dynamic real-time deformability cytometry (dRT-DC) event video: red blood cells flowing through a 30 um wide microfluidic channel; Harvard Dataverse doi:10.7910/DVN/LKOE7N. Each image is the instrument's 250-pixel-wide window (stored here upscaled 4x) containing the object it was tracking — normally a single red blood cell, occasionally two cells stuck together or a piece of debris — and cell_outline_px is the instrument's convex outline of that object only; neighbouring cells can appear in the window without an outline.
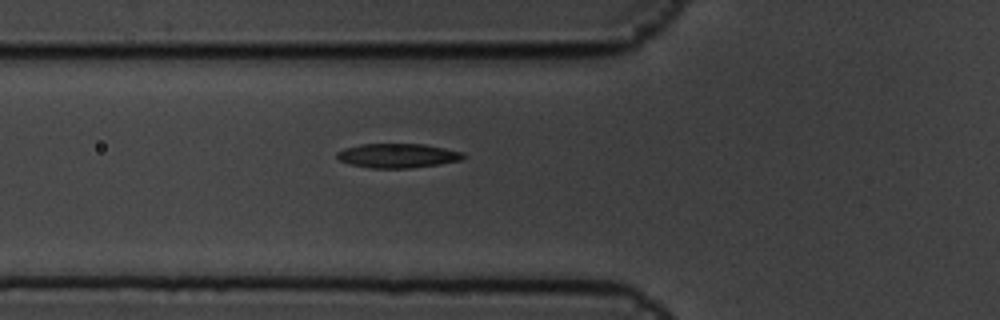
{"species": "common noctule bat (a hibernating species)", "species_latin": "Nyctalus noctula", "temperature_condition": "cold", "stored_images_in_passage": 2, "camera_frame_rate_fps": 3000, "um_per_image_px": 0.085, "animal": {"sex": "male", "body_mass_g": 19.5, "forearm_length_mm": 54.6}, "frame": {"image": 1, "passage_image": 2, "time_ms": 0.333, "image_size_px": [1000, 320], "cell_outline_px": [[468, 156], [460, 160], [440, 164], [412, 168], [368, 168], [348, 164], [340, 160], [336, 156], [336, 152], [344, 148], [360, 144], [424, 144], [464, 152]], "centroid_in_image_um": [33.8, 13.23], "position_along_channel_um": 92.0, "area_um2": 18.09}}